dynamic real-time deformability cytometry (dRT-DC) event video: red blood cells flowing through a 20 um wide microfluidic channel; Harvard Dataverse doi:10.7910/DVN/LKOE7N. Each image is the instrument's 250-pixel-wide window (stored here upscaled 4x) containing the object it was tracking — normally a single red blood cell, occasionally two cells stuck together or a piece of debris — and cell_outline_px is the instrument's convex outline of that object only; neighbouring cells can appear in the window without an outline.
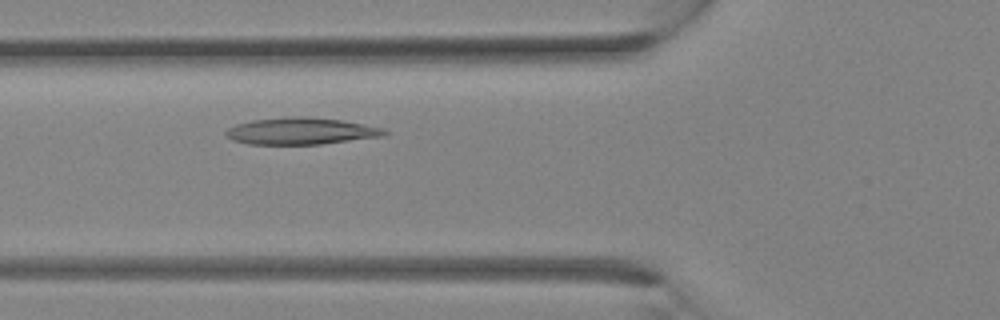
{"species": "Egyptian fruit bat (a non-hibernating species)", "species_latin": "Rousettus aegyptiacus", "temperature_condition": "room temperature", "stored_images_in_passage": 8, "camera_frame_rate_fps": 3000, "um_per_image_px": 0.085, "animal": {"sex": "female"}, "frame": {"image": 1, "passage_image": 8, "time_ms": 2.333, "image_size_px": [1000, 320], "cell_outline_px": [[388, 132], [384, 136], [320, 144], [248, 144], [232, 140], [224, 132], [228, 128], [236, 124], [252, 120], [284, 116], [308, 116], [340, 120], [384, 128]], "centroid_in_image_um": [25.56, 11.13], "position_along_channel_um": 100.2, "area_um2": 24.8}}